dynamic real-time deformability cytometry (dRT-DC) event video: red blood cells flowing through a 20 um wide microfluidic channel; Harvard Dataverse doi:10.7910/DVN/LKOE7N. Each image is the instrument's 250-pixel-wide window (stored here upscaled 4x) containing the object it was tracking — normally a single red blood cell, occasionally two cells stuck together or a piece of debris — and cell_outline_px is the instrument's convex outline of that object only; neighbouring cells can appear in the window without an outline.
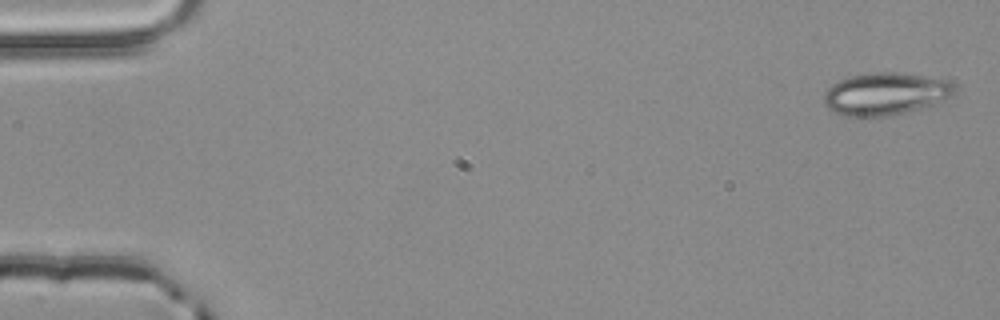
{"species": "common noctule bat (a hibernating species)", "species_latin": "Nyctalus noctula", "temperature_condition": "room temperature", "stored_images_in_passage": 5, "segment_of_instrument_passage": [1, 2], "camera_frame_rate_fps": 3000, "um_per_image_px": 0.085, "animal": {"sex": "male", "body_mass_g": 20.4}, "frame": {"image": 1, "passage_image": 1, "time_ms": 0.0, "image_size_px": [1000, 320], "cell_outline_px": [[956, 88], [952, 96], [932, 108], [888, 116], [844, 116], [828, 108], [824, 104], [824, 92], [832, 84], [848, 76], [868, 72], [896, 72], [924, 76], [948, 80]], "centroid_in_image_um": [75.32, 7.99], "position_along_channel_um": 9.7, "area_um2": 32.95}}